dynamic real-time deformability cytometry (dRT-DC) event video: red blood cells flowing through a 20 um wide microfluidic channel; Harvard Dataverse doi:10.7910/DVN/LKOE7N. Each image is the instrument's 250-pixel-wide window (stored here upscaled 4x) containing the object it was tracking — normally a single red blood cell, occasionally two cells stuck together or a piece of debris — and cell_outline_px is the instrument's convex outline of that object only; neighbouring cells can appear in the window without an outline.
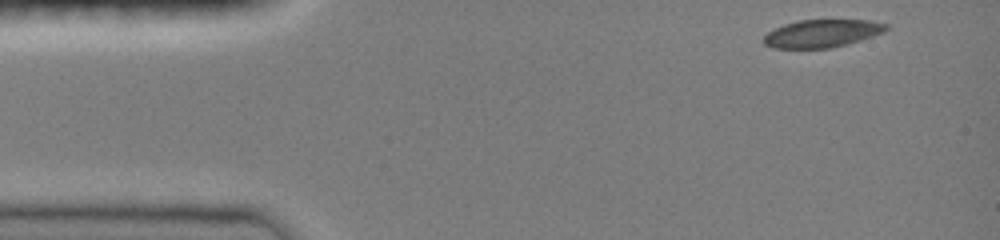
{"species": "common noctule bat (a hibernating species)", "species_latin": "Nyctalus noctula", "temperature_condition": "room temperature", "stored_images_in_passage": 40, "camera_frame_rate_fps": 3000, "um_per_image_px": 0.085, "animal": {"sex": "female", "body_mass_g": 19.0, "forearm_length_mm": 51.5}, "frame": {"image": 1, "passage_image": 1, "time_ms": 0.0, "image_size_px": [1000, 240], "cell_outline_px": [[888, 28], [884, 32], [848, 44], [832, 48], [772, 48], [764, 44], [764, 36], [768, 32], [784, 24], [800, 20], [872, 20], [888, 24]], "centroid_in_image_um": [69.89, 2.84], "position_along_channel_um": 15.1, "area_um2": 19.83}}
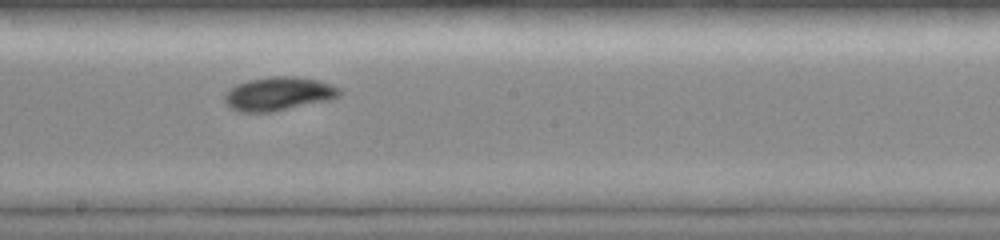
{"frame": {"image": 2, "passage_image": 23, "time_ms": 7.333, "image_size_px": [1000, 240], "cell_outline_px": [[340, 96], [332, 100], [272, 112], [240, 112], [232, 108], [224, 100], [224, 92], [228, 88], [236, 84], [248, 80], [272, 76], [296, 76], [320, 80], [332, 84], [340, 88]], "centroid_in_image_um": [23.69, 7.96], "position_along_channel_um": 224.5, "area_um2": 22.89}}
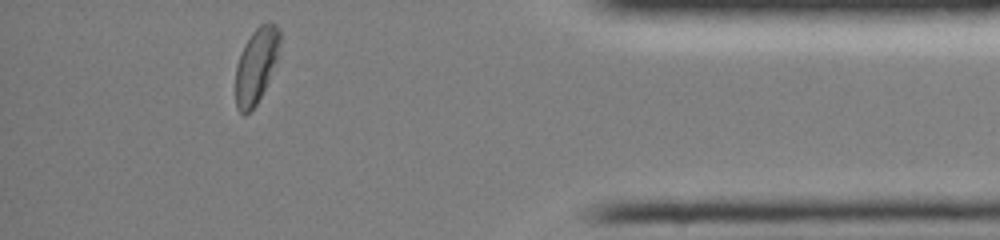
{"frame": {"image": 3, "passage_image": 39, "time_ms": 12.667, "image_size_px": [1000, 240], "cell_outline_px": [[280, 44], [276, 60], [268, 80], [256, 104], [244, 116], [240, 112], [236, 104], [236, 64], [244, 44], [252, 32], [260, 24], [272, 24], [280, 32]], "centroid_in_image_um": [21.75, 5.57], "position_along_channel_um": 413.5, "area_um2": 18.84}, "authors_computed_cell_mechanics": {"area_um2": 21.4149, "velocity_mm_per_s": 4.0506, "shape_relaxation_time_tau1_ms": 2.9885, "shape_relaxation_time_tau2_ms": 5.6724, "deformation_change_tau1": 0.1269, "deformation_change_tau2": 0.0678}}